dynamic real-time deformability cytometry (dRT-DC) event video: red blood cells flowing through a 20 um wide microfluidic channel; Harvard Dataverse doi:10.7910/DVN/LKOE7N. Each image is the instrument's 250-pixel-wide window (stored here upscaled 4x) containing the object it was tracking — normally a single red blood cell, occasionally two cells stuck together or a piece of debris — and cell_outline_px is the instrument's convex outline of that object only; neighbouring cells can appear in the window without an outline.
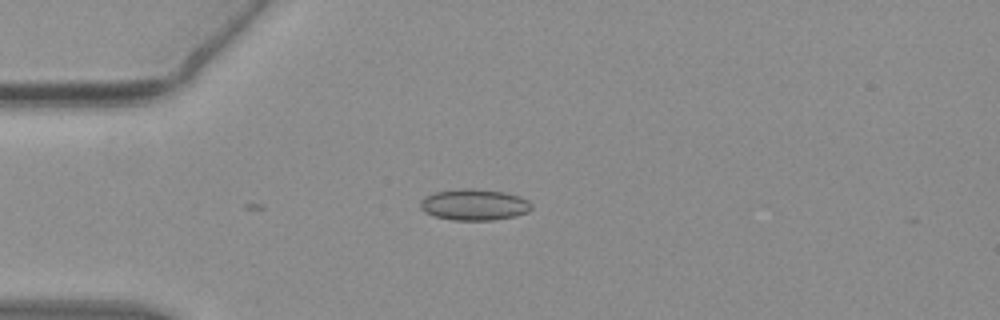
{"species": "common noctule bat (a hibernating species)", "species_latin": "Nyctalus noctula", "temperature_condition": "warm", "stored_images_in_passage": 4, "camera_frame_rate_fps": 3000, "um_per_image_px": 0.085, "animal": {"sex": "female", "body_mass_g": 19.3, "forearm_length_mm": 54.1}, "frame": {"image": 1, "passage_image": 1, "time_ms": 0.0, "image_size_px": [1000, 320], "cell_outline_px": [[532, 208], [528, 212], [516, 216], [492, 220], [452, 220], [436, 216], [424, 212], [420, 208], [420, 200], [424, 196], [436, 192], [460, 188], [472, 188], [504, 192], [520, 196], [528, 200], [532, 204]], "centroid_in_image_um": [40.31, 17.39], "position_along_channel_um": 44.7, "area_um2": 20.4}}